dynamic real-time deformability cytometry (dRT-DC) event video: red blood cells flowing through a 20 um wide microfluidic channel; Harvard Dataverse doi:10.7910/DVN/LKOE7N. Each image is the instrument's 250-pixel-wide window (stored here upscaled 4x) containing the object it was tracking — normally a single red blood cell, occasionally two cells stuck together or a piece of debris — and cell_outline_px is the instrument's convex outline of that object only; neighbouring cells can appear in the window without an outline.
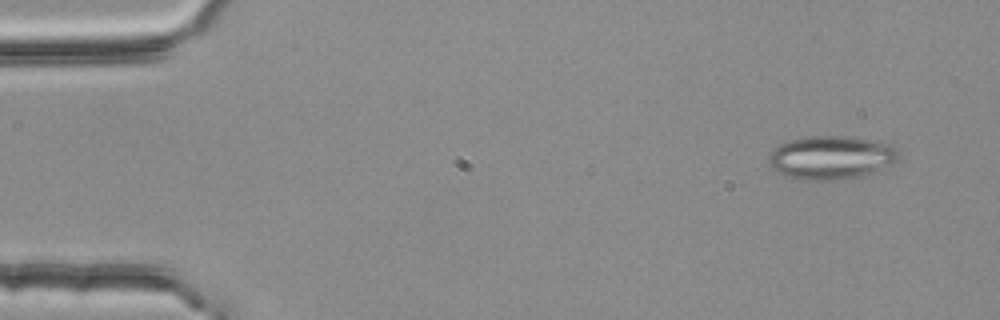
{"species": "common noctule bat (a hibernating species)", "species_latin": "Nyctalus noctula", "temperature_condition": "room temperature", "stored_images_in_passage": 54, "segment_of_instrument_passage": [1, 2], "camera_frame_rate_fps": 3000, "um_per_image_px": 0.085, "animal": {"sex": "female", "body_mass_g": 25.1}, "frame": {"image": 1, "passage_image": 4, "time_ms": 1.0, "image_size_px": [1000, 320], "cell_outline_px": [[900, 156], [896, 160], [876, 172], [860, 176], [828, 180], [800, 180], [784, 176], [776, 172], [768, 164], [768, 156], [780, 144], [788, 140], [804, 136], [844, 136], [868, 140], [888, 144], [896, 148], [900, 152]], "centroid_in_image_um": [70.59, 13.4], "position_along_channel_um": 14.4, "area_um2": 32.89}}